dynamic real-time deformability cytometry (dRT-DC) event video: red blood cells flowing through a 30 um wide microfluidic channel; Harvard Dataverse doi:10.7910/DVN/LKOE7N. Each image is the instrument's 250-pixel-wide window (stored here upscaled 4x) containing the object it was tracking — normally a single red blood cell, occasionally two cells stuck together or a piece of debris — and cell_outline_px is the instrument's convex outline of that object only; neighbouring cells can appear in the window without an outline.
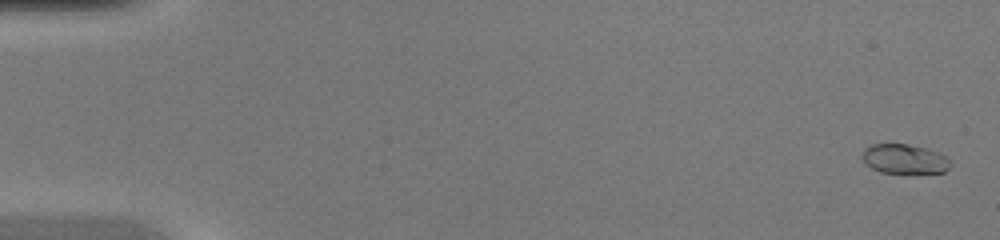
{"species": "common noctule bat (a hibernating species)", "species_latin": "Nyctalus noctula", "temperature_condition": "warm", "stored_images_in_passage": 47, "camera_frame_rate_fps": 3000, "um_per_image_px": 0.085, "animal": {"sex": "female", "body_mass_g": 20.0, "forearm_length_mm": 54.0}, "frame": {"image": 1, "passage_image": 2, "time_ms": 0.333, "image_size_px": [1000, 240], "cell_outline_px": [[952, 164], [944, 172], [908, 176], [880, 172], [872, 168], [860, 156], [864, 148], [872, 144], [908, 144], [940, 152]], "centroid_in_image_um": [76.89, 13.56], "position_along_channel_um": 8.1, "area_um2": 15.84}}
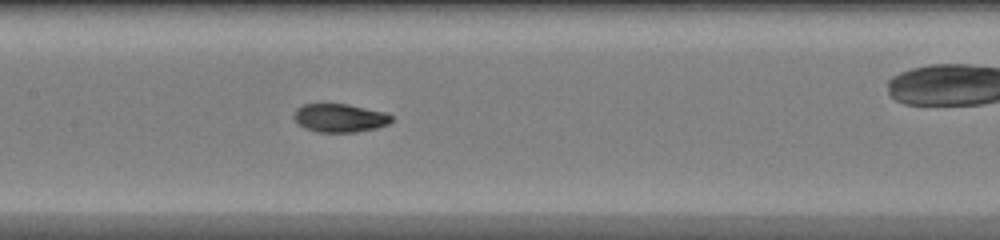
{"frame": {"image": 2, "passage_image": 24, "time_ms": 7.667, "image_size_px": [1000, 240], "cell_outline_px": [[392, 120], [388, 124], [376, 128], [356, 132], [320, 132], [304, 128], [292, 116], [296, 108], [304, 104], [348, 104], [384, 112], [392, 116]], "centroid_in_image_um": [28.87, 10.02], "position_along_channel_um": 178.5, "area_um2": 16.07}}
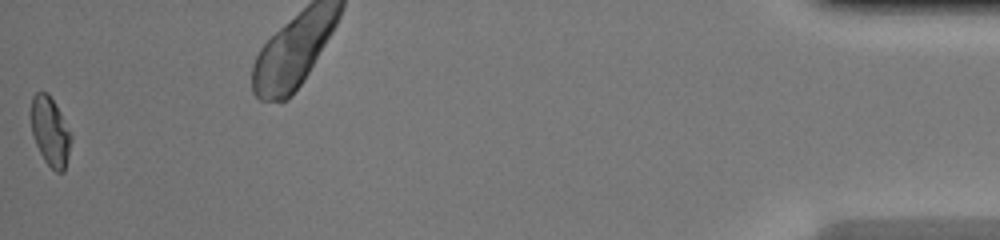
{"frame": {"image": 3, "passage_image": 47, "time_ms": 15.333, "image_size_px": [1000, 240], "cell_outline_px": [[72, 140], [64, 172], [56, 172], [44, 160], [36, 144], [32, 132], [28, 112], [32, 96], [36, 92], [48, 92], [60, 112], [72, 136]], "centroid_in_image_um": [4.23, 11.13], "position_along_channel_um": 431.0, "area_um2": 16.36}}